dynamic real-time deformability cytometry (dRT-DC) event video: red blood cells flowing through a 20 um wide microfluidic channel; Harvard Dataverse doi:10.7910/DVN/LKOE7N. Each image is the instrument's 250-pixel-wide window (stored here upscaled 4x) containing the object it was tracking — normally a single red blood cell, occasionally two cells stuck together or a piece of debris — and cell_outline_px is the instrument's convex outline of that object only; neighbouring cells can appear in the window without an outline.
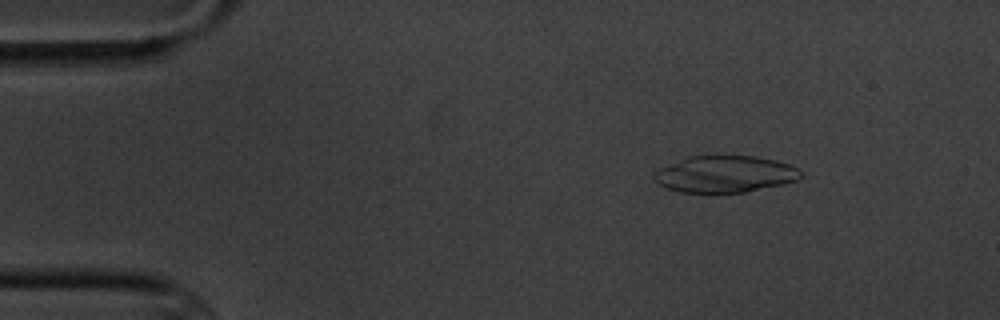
{"species": "common noctule bat (a hibernating species)", "species_latin": "Nyctalus noctula", "temperature_condition": "cold", "stored_images_in_passage": 7, "camera_frame_rate_fps": 3000, "um_per_image_px": 0.085, "animal": {"sex": "male", "body_mass_g": 20.1, "forearm_length_mm": 53.5}, "frame": {"image": 1, "passage_image": 1, "time_ms": 0.0, "image_size_px": [1000, 320], "cell_outline_px": [[804, 176], [796, 180], [784, 184], [744, 192], [712, 196], [680, 192], [668, 188], [660, 184], [652, 176], [660, 168], [688, 156], [756, 156], [776, 160], [788, 164], [804, 172]], "centroid_in_image_um": [61.64, 14.84], "position_along_channel_um": 23.4, "area_um2": 32.08}}